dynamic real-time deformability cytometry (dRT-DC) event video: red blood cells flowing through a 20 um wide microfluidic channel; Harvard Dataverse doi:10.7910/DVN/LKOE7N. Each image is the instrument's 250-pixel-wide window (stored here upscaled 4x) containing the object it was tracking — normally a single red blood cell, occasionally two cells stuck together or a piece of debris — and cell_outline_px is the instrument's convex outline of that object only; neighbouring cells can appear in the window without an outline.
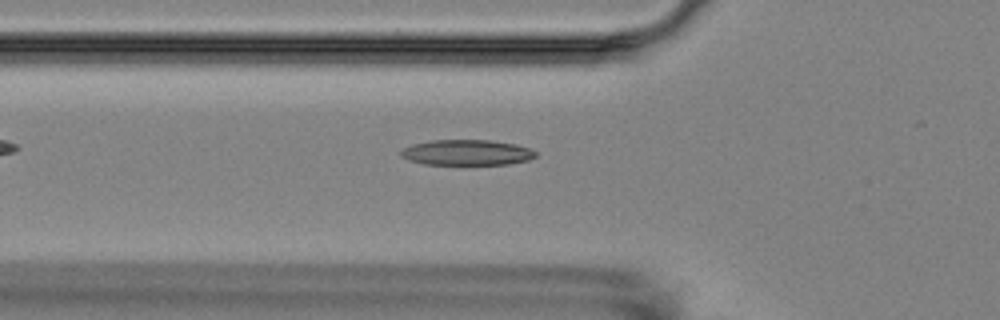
{"species": "Egyptian fruit bat (a non-hibernating species)", "species_latin": "Rousettus aegyptiacus", "temperature_condition": "room temperature", "stored_images_in_passage": 6, "camera_frame_rate_fps": 3000, "um_per_image_px": 0.085, "animal": {"sex": "female"}, "frame": {"image": 1, "passage_image": 6, "time_ms": 5.667, "image_size_px": [1000, 320], "cell_outline_px": [[536, 156], [528, 160], [508, 164], [424, 164], [408, 160], [400, 156], [400, 152], [404, 148], [412, 144], [432, 140], [488, 140], [516, 144], [528, 148], [536, 152]], "centroid_in_image_um": [39.65, 12.96], "position_along_channel_um": 86.1, "area_um2": 19.94}}